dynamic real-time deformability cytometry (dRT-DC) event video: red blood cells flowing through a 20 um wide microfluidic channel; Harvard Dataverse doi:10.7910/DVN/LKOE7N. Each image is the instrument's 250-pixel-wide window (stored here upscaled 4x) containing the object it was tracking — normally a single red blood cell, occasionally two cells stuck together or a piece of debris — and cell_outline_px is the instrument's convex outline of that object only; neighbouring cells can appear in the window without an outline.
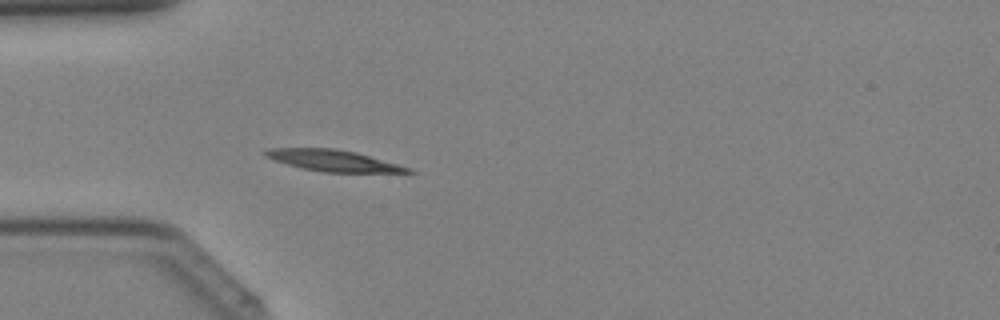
{"species": "Egyptian fruit bat (a non-hibernating species)", "species_latin": "Rousettus aegyptiacus", "temperature_condition": "cold", "stored_images_in_passage": 33, "camera_frame_rate_fps": 3000, "um_per_image_px": 0.085, "animal": {"sex": "female"}, "frame": {"image": 1, "passage_image": 5, "time_ms": 1.333, "image_size_px": [1000, 320], "cell_outline_px": [[416, 172], [320, 172], [300, 168], [264, 156], [264, 152], [268, 148], [336, 148], [356, 152], [412, 168]], "centroid_in_image_um": [28.32, 13.65], "position_along_channel_um": 56.7, "area_um2": 17.63}}
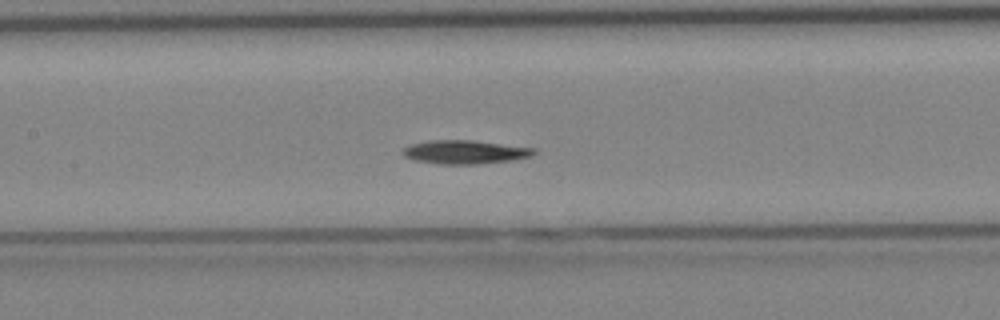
{"frame": {"image": 2, "passage_image": 12, "time_ms": 3.667, "image_size_px": [1000, 320], "cell_outline_px": [[536, 152], [532, 156], [512, 160], [476, 164], [440, 164], [416, 160], [404, 156], [400, 152], [408, 144], [428, 140], [472, 140], [536, 148]], "centroid_in_image_um": [39.5, 12.91], "position_along_channel_um": 167.9, "area_um2": 18.15}}
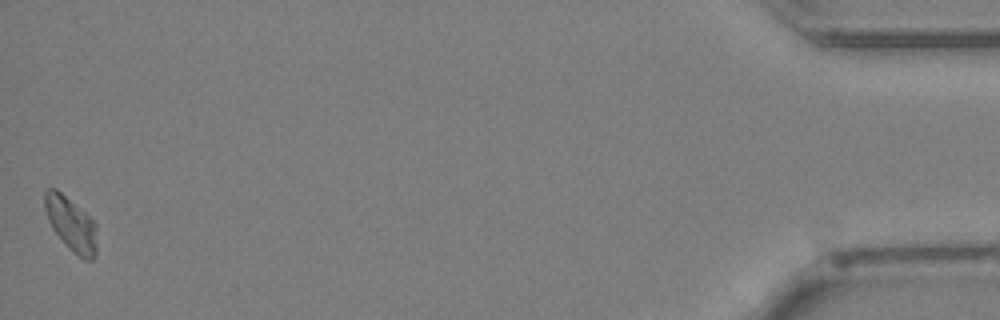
{"frame": {"image": 3, "passage_image": 33, "time_ms": 10.667, "image_size_px": [1000, 320], "cell_outline_px": [[96, 256], [92, 260], [84, 260], [64, 244], [52, 228], [48, 220], [44, 208], [44, 192], [48, 188], [56, 188], [88, 216], [96, 224]], "centroid_in_image_um": [6.02, 19.06], "position_along_channel_um": 429.2, "area_um2": 16.24}}